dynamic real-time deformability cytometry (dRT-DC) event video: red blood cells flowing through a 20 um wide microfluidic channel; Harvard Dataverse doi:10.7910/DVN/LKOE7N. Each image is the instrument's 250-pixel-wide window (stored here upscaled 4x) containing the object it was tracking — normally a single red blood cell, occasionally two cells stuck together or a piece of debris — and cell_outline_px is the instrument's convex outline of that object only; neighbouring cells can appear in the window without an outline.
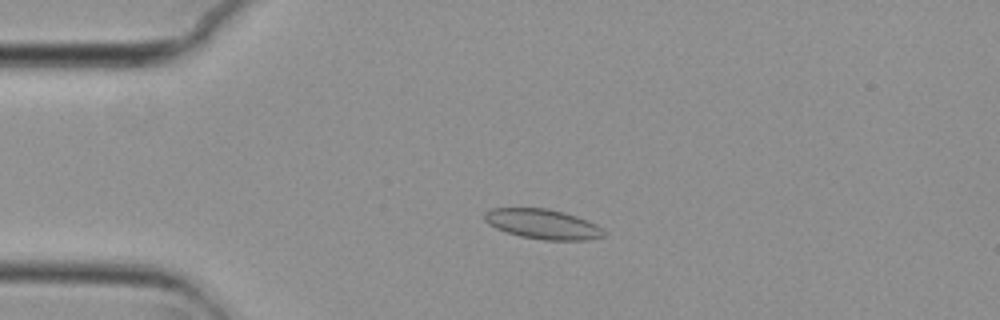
{"species": "common noctule bat (a hibernating species)", "species_latin": "Nyctalus noctula", "temperature_condition": "cold", "stored_images_in_passage": 54, "camera_frame_rate_fps": 3000, "um_per_image_px": 0.085, "animal": {"sex": "female", "body_mass_g": 29.2, "forearm_length_mm": 56.3}, "frame": {"image": 1, "passage_image": 12, "time_ms": 3.667, "image_size_px": [1000, 320], "cell_outline_px": [[608, 232], [604, 236], [588, 240], [544, 240], [520, 236], [496, 228], [488, 224], [484, 220], [484, 212], [492, 208], [548, 208], [564, 212], [588, 220], [596, 224]], "centroid_in_image_um": [46.16, 19.04], "position_along_channel_um": 38.8, "area_um2": 20.92}}
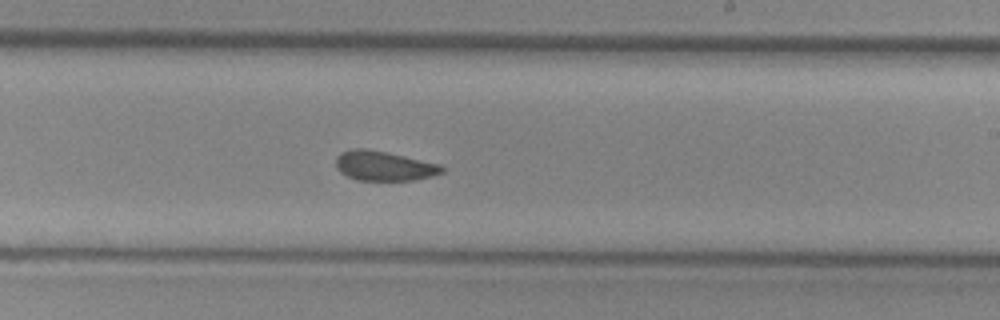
{"frame": {"image": 2, "passage_image": 32, "time_ms": 10.333, "image_size_px": [1000, 320], "cell_outline_px": [[444, 172], [432, 176], [416, 180], [356, 180], [340, 172], [336, 168], [336, 156], [340, 152], [356, 148], [364, 148], [384, 152], [440, 164], [444, 168]], "centroid_in_image_um": [32.62, 14.11], "position_along_channel_um": 256.4, "area_um2": 18.21}}
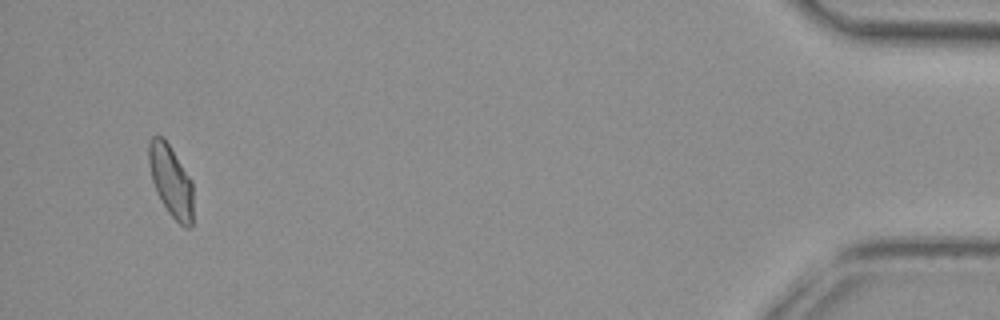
{"frame": {"image": 3, "passage_image": 52, "time_ms": 17.0, "image_size_px": [1000, 320], "cell_outline_px": [[192, 224], [188, 228], [184, 228], [168, 212], [160, 200], [156, 192], [152, 180], [148, 160], [148, 144], [152, 136], [164, 136], [192, 180]], "centroid_in_image_um": [14.52, 15.35], "position_along_channel_um": 420.7, "area_um2": 18.61}, "authors_computed_cell_mechanics": {"area_um2": 19.1029, "velocity_mm_per_s": 3.7182, "shape_relaxation_time_tau1_ms": null, "shape_relaxation_time_tau2_ms": 2.9219, "deformation_change_tau1": null, "deformation_change_tau2": 0.0635}}